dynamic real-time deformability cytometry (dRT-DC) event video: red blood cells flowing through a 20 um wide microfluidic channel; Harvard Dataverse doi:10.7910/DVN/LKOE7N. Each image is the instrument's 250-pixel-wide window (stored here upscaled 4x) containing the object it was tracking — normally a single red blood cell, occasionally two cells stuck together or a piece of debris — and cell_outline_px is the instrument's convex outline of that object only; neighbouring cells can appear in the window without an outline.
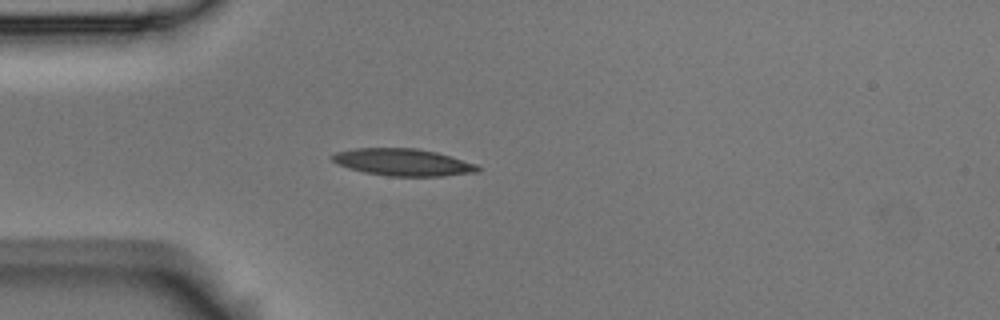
{"species": "Egyptian fruit bat (a non-hibernating species)", "species_latin": "Rousettus aegyptiacus", "temperature_condition": "room temperature", "stored_images_in_passage": 3, "camera_frame_rate_fps": 3000, "um_per_image_px": 0.085, "animal": {"sex": "male"}, "frame": {"image": 1, "passage_image": 2, "time_ms": 0.333, "image_size_px": [1000, 320], "cell_outline_px": [[480, 168], [476, 172], [444, 176], [388, 176], [364, 172], [348, 168], [332, 160], [328, 156], [336, 152], [352, 148], [416, 148], [436, 152], [476, 164]], "centroid_in_image_um": [34.21, 13.79], "position_along_channel_um": 50.8, "area_um2": 22.89}}